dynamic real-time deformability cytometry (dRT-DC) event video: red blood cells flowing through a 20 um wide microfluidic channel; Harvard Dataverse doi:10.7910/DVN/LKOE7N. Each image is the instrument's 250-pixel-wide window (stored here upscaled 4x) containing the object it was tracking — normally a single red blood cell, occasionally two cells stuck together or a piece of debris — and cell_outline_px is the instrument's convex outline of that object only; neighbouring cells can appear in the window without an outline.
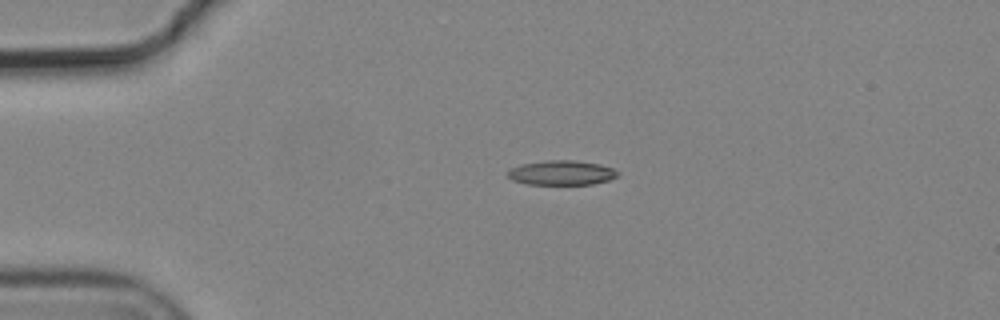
{"species": "common noctule bat (a hibernating species)", "species_latin": "Nyctalus noctula", "temperature_condition": "cold", "stored_images_in_passage": 2, "camera_frame_rate_fps": 3000, "um_per_image_px": 0.085, "animal": {"sex": "male", "body_mass_g": 19.2, "forearm_length_mm": 51.8}, "frame": {"image": 1, "passage_image": 1, "time_ms": 0.0, "image_size_px": [1000, 320], "cell_outline_px": [[620, 176], [608, 180], [592, 184], [524, 184], [512, 180], [508, 176], [508, 168], [520, 164], [548, 160], [576, 160], [600, 164], [612, 168], [620, 172]], "centroid_in_image_um": [47.73, 14.68], "position_along_channel_um": 37.3, "area_um2": 15.95}}